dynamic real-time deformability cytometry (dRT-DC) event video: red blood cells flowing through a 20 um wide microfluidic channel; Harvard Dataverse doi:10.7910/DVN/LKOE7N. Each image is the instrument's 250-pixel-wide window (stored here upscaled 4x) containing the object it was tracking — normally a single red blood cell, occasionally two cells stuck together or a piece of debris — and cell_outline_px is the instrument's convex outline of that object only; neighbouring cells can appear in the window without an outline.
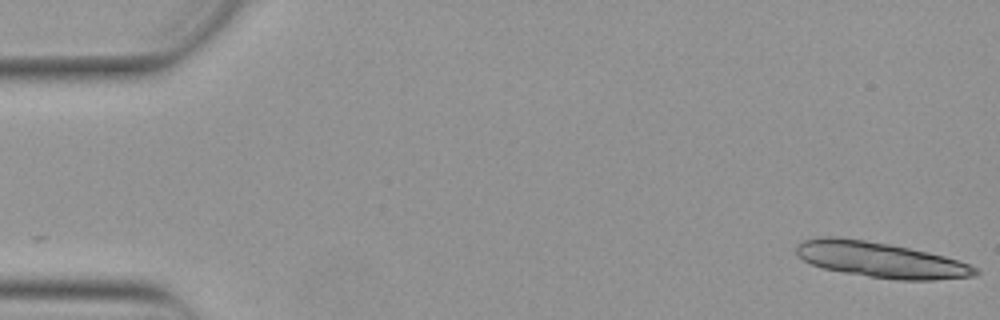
{"species": "Egyptian fruit bat (a non-hibernating species)", "species_latin": "Rousettus aegyptiacus", "temperature_condition": "warm", "stored_images_in_passage": 15, "camera_frame_rate_fps": 3000, "um_per_image_px": 0.085, "animal": {"sex": "female"}, "frame": {"image": 1, "passage_image": 1, "time_ms": 0.0, "image_size_px": [1000, 320], "cell_outline_px": [[980, 272], [976, 276], [932, 280], [896, 280], [868, 276], [844, 272], [824, 268], [812, 264], [804, 260], [796, 252], [796, 244], [804, 240], [820, 236], [840, 236], [888, 244], [928, 252], [944, 256], [968, 264], [976, 268]], "centroid_in_image_um": [74.83, 22.08], "position_along_channel_um": 10.2, "area_um2": 36.76}}